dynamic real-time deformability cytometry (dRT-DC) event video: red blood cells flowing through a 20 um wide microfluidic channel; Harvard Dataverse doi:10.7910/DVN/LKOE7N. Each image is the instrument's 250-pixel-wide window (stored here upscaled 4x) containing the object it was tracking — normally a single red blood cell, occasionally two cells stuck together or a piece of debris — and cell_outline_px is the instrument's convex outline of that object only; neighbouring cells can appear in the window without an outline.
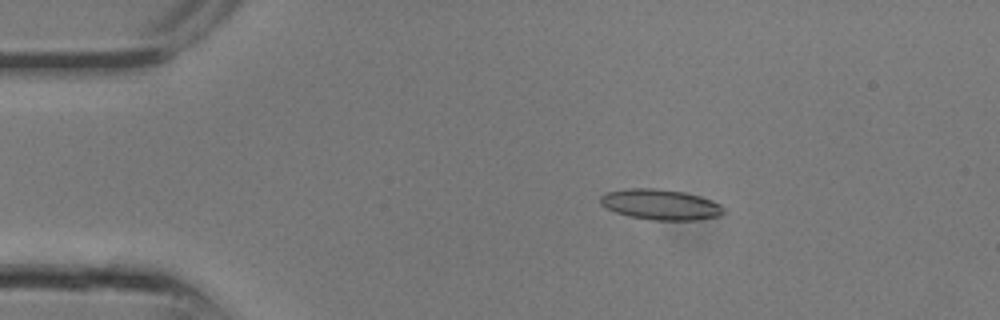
{"species": "common noctule bat (a hibernating species)", "species_latin": "Nyctalus noctula", "temperature_condition": "room temperature", "stored_images_in_passage": 9, "camera_frame_rate_fps": 3000, "um_per_image_px": 0.085, "animal": {"sex": "male", "body_mass_g": 13.3}, "frame": {"image": 1, "passage_image": 1, "time_ms": 0.0, "image_size_px": [1000, 320], "cell_outline_px": [[724, 212], [720, 216], [700, 220], [652, 220], [632, 216], [616, 212], [600, 204], [600, 196], [608, 192], [624, 188], [652, 188], [684, 192], [700, 196], [712, 200], [720, 204], [724, 208]], "centroid_in_image_um": [56.18, 17.38], "position_along_channel_um": 28.8, "area_um2": 21.91}}
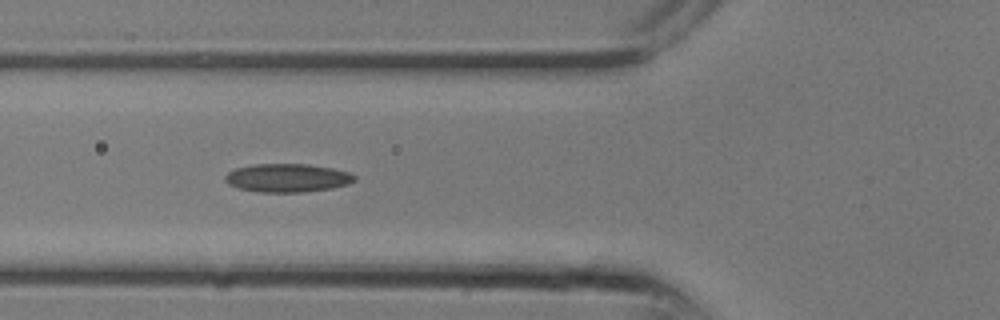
{"frame": {"image": 2, "passage_image": 6, "time_ms": 1.667, "image_size_px": [1000, 320], "cell_outline_px": [[356, 180], [348, 184], [332, 188], [304, 192], [260, 192], [240, 188], [228, 184], [224, 180], [224, 176], [228, 172], [236, 168], [252, 164], [308, 164], [332, 168], [348, 172], [356, 176]], "centroid_in_image_um": [24.42, 15.12], "position_along_channel_um": 101.4, "area_um2": 21.44}}
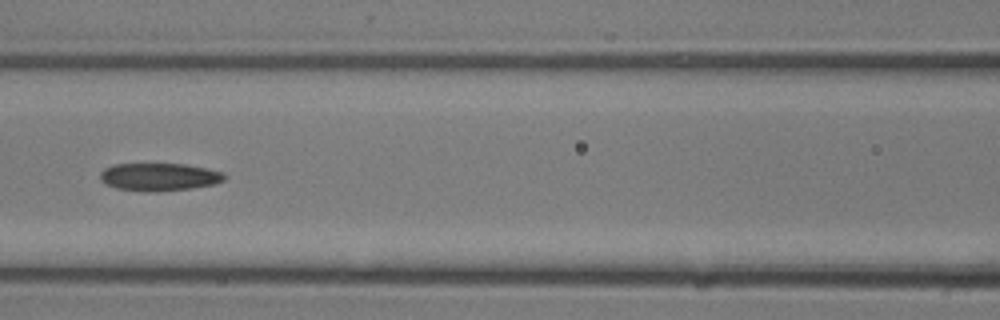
{"frame": {"image": 3, "passage_image": 8, "time_ms": 2.333, "image_size_px": [1000, 320], "cell_outline_px": [[224, 180], [216, 184], [192, 188], [156, 192], [144, 192], [116, 188], [100, 180], [100, 172], [104, 168], [112, 164], [184, 164], [224, 172]], "centroid_in_image_um": [13.51, 15.04], "position_along_channel_um": 153.1, "area_um2": 20.17}}